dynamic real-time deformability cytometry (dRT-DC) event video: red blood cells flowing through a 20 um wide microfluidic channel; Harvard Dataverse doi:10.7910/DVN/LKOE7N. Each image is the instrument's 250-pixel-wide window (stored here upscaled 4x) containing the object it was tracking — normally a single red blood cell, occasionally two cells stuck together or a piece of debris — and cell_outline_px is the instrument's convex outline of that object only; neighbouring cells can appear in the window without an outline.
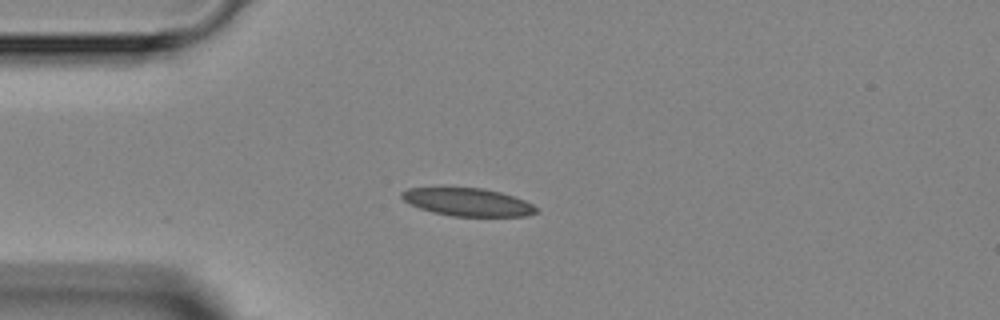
{"species": "Egyptian fruit bat (a non-hibernating species)", "species_latin": "Rousettus aegyptiacus", "temperature_condition": "room temperature", "stored_images_in_passage": 2, "camera_frame_rate_fps": 3000, "um_per_image_px": 0.085, "animal": {"sex": "female"}, "frame": {"image": 1, "passage_image": 2, "time_ms": 1.0, "image_size_px": [1000, 320], "cell_outline_px": [[540, 212], [528, 216], [452, 216], [432, 212], [420, 208], [404, 200], [400, 196], [400, 192], [408, 188], [440, 184], [484, 188], [500, 192], [524, 200], [532, 204]], "centroid_in_image_um": [39.68, 17.12], "position_along_channel_um": 45.3, "area_um2": 22.83}}